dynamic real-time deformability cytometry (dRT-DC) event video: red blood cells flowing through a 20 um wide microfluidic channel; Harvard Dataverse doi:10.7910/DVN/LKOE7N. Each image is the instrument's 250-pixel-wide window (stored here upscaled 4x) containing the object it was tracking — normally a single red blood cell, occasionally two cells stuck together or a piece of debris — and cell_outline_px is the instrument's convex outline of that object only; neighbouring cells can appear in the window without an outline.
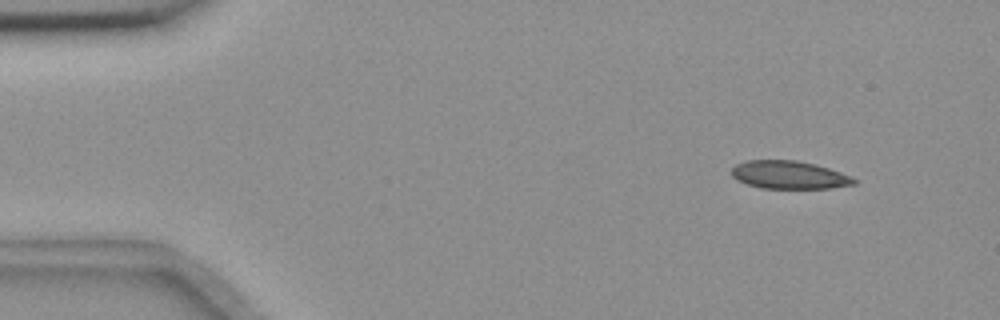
{"species": "common noctule bat (a hibernating species)", "species_latin": "Nyctalus noctula", "temperature_condition": "room temperature", "stored_images_in_passage": 52, "camera_frame_rate_fps": 3000, "um_per_image_px": 0.085, "animal": {"sex": "female", "body_mass_g": 18.4}, "frame": {"image": 1, "passage_image": 2, "time_ms": 0.333, "image_size_px": [1000, 320], "cell_outline_px": [[856, 184], [832, 188], [760, 188], [736, 180], [732, 176], [732, 168], [736, 164], [744, 160], [796, 160], [828, 168], [852, 176], [856, 180]], "centroid_in_image_um": [67.06, 14.87], "position_along_channel_um": 17.9, "area_um2": 19.94}}
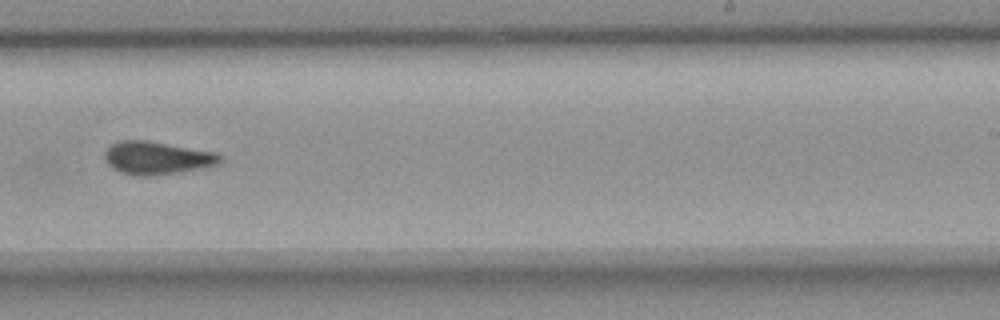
{"frame": {"image": 2, "passage_image": 31, "time_ms": 10.0, "image_size_px": [1000, 320], "cell_outline_px": [[224, 160], [220, 164], [180, 172], [144, 176], [140, 176], [120, 172], [112, 168], [108, 164], [104, 156], [104, 152], [112, 144], [120, 140], [148, 140], [216, 152]], "centroid_in_image_um": [13.35, 13.41], "position_along_channel_um": 275.6, "area_um2": 22.14}}
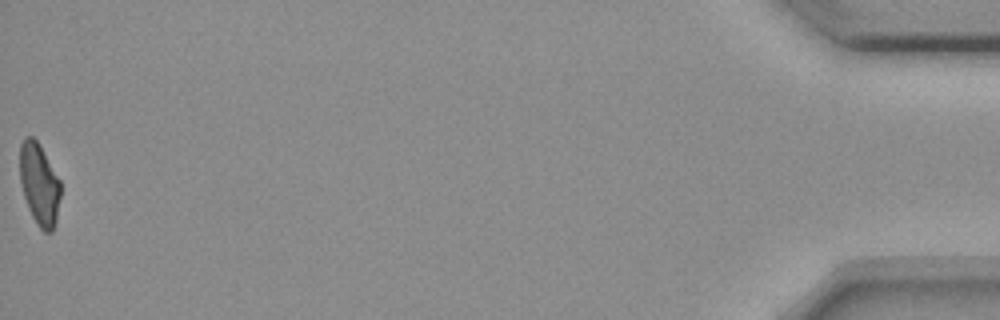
{"frame": {"image": 3, "passage_image": 52, "time_ms": 17.0, "image_size_px": [1000, 320], "cell_outline_px": [[60, 196], [56, 224], [52, 232], [44, 232], [36, 224], [28, 208], [24, 196], [20, 180], [20, 144], [24, 136], [32, 136], [36, 140], [60, 180]], "centroid_in_image_um": [3.34, 15.69], "position_along_channel_um": 431.9, "area_um2": 19.36}, "authors_computed_cell_mechanics": {"area_um2": 21.2415, "velocity_mm_per_s": 3.6643, "shape_relaxation_time_tau1_ms": 9.4716, "shape_relaxation_time_tau2_ms": 3.2207, "deformation_change_tau1": 0.2151, "deformation_change_tau2": 0.1084}}